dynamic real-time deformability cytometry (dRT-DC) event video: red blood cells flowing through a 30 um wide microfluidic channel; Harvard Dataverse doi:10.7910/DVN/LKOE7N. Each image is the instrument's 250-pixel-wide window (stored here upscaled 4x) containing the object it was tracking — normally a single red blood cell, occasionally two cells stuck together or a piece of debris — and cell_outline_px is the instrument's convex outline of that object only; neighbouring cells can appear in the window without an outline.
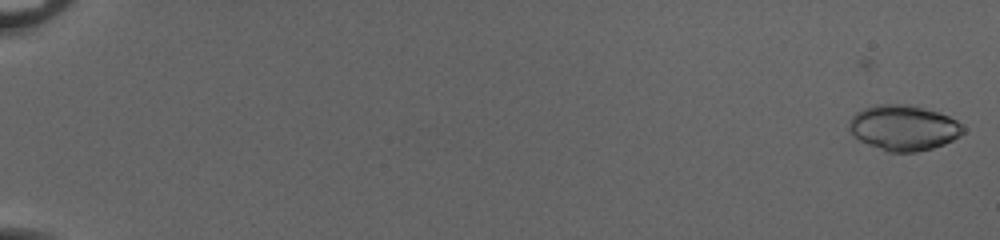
{"species": "common noctule bat (a hibernating species)", "species_latin": "Nyctalus noctula", "temperature_condition": "cold", "stored_images_in_passage": 7, "camera_frame_rate_fps": 3000, "um_per_image_px": 0.085, "animal": {"sex": "female", "body_mass_g": 20.0, "forearm_length_mm": 54.0}, "frame": {"image": 1, "passage_image": 7, "time_ms": 2.0, "image_size_px": [1000, 240], "cell_outline_px": [[964, 132], [960, 136], [944, 144], [932, 148], [916, 152], [888, 152], [868, 144], [860, 140], [848, 128], [848, 124], [852, 116], [856, 112], [864, 108], [876, 104], [908, 104], [936, 112], [948, 116], [956, 120], [964, 128]], "centroid_in_image_um": [76.79, 10.86], "position_along_channel_um": 8.2, "area_um2": 29.94}}